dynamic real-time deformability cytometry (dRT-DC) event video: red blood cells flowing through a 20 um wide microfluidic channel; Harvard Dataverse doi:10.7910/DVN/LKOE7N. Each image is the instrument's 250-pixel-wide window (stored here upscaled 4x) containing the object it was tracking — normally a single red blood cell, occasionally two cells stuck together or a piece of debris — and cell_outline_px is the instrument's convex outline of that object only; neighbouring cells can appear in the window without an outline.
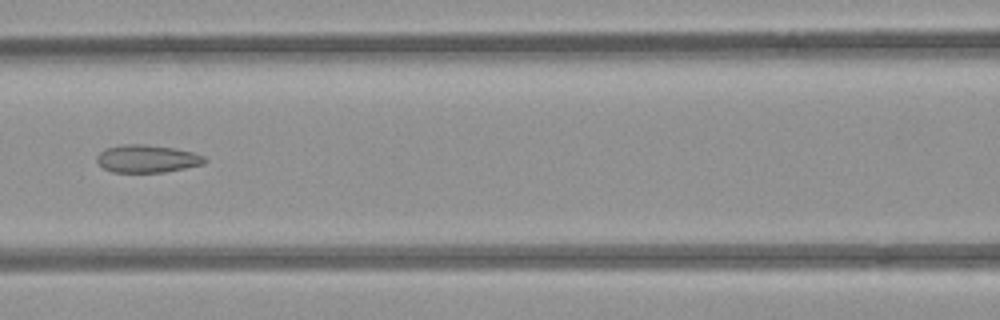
{"species": "common noctule bat (a hibernating species)", "species_latin": "Nyctalus noctula", "temperature_condition": "room temperature", "stored_images_in_passage": 5, "camera_frame_rate_fps": 3000, "um_per_image_px": 0.085, "animal": {"sex": "female", "body_mass_g": 21.9}, "frame": {"image": 1, "passage_image": 5, "time_ms": 4.667, "image_size_px": [1000, 320], "cell_outline_px": [[208, 160], [204, 164], [164, 172], [112, 172], [104, 168], [96, 160], [96, 156], [100, 152], [108, 148], [124, 144], [144, 144], [172, 148], [192, 152], [204, 156]], "centroid_in_image_um": [12.51, 13.49], "position_along_channel_um": 154.1, "area_um2": 17.22}}